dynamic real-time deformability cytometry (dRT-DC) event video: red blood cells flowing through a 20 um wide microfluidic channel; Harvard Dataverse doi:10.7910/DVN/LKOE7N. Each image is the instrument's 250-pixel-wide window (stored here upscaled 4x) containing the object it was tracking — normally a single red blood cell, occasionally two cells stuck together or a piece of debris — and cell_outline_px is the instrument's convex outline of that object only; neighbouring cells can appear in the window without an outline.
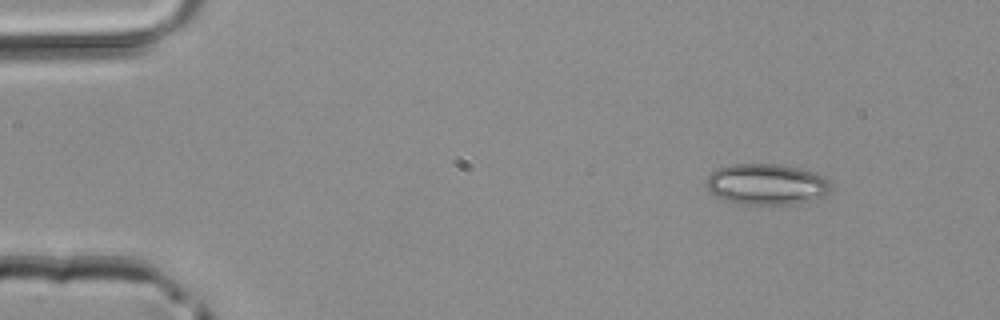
{"species": "common noctule bat (a hibernating species)", "species_latin": "Nyctalus noctula", "temperature_condition": "room temperature", "stored_images_in_passage": 4, "camera_frame_rate_fps": 3000, "um_per_image_px": 0.085, "animal": {"sex": "male", "body_mass_g": 20.4}, "frame": {"image": 1, "passage_image": 1, "time_ms": 0.0, "image_size_px": [1000, 320], "cell_outline_px": [[828, 192], [824, 196], [816, 200], [796, 204], [736, 204], [724, 200], [708, 192], [708, 176], [716, 168], [732, 164], [780, 164], [800, 168], [824, 176], [828, 180]], "centroid_in_image_um": [65.14, 15.67], "position_along_channel_um": 19.9, "area_um2": 29.88}}
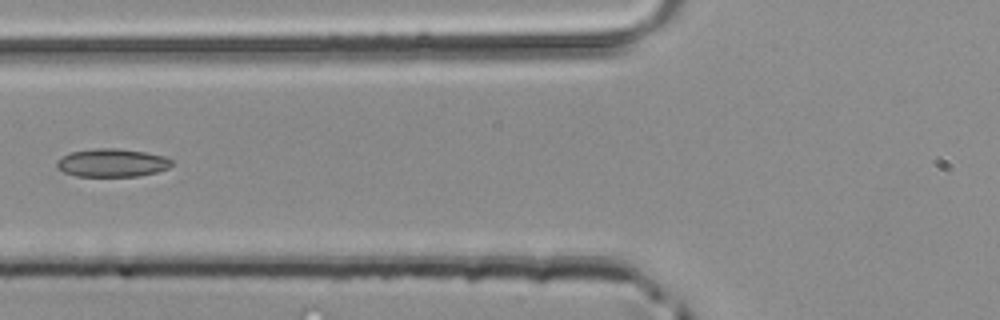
{"frame": {"image": 2, "passage_image": 4, "time_ms": 1.0, "image_size_px": [1000, 320], "cell_outline_px": [[172, 164], [168, 168], [156, 172], [140, 176], [76, 176], [64, 172], [56, 168], [56, 164], [64, 156], [72, 152], [96, 148], [116, 148], [144, 152], [164, 156], [172, 160]], "centroid_in_image_um": [9.54, 13.84], "position_along_channel_um": 116.3, "area_um2": 18.67}}